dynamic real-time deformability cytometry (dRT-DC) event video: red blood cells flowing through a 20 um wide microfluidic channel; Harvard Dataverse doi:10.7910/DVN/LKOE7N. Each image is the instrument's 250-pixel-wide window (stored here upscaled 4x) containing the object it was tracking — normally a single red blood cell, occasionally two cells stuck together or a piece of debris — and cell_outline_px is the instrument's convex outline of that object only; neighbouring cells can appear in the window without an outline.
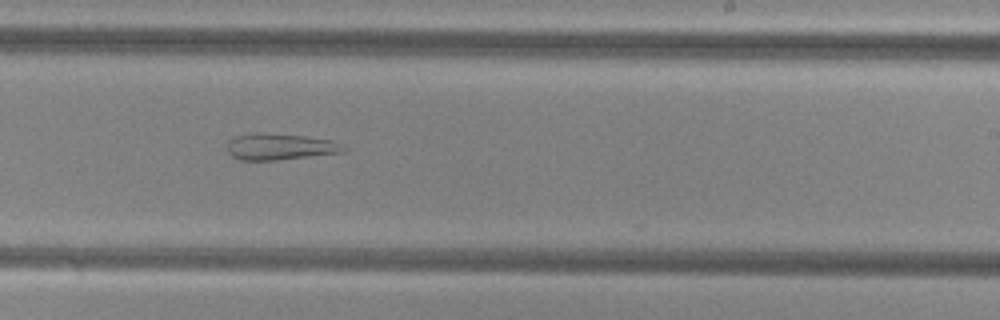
{"species": "common noctule bat (a hibernating species)", "species_latin": "Nyctalus noctula", "temperature_condition": "cold", "stored_images_in_passage": 45, "segment_of_instrument_passage": [2, 2], "camera_frame_rate_fps": 3000, "um_per_image_px": 0.085, "animal": {"sex": "female", "body_mass_g": 29.2, "forearm_length_mm": 56.3}, "frame": {"image": 1, "passage_image": 25, "time_ms": 8.0, "image_size_px": [1000, 320], "cell_outline_px": [[344, 152], [276, 160], [240, 160], [232, 156], [228, 152], [228, 140], [236, 136], [256, 132], [304, 136], [332, 140], [344, 148]], "centroid_in_image_um": [23.73, 12.47], "position_along_channel_um": 265.3, "area_um2": 17.63}}
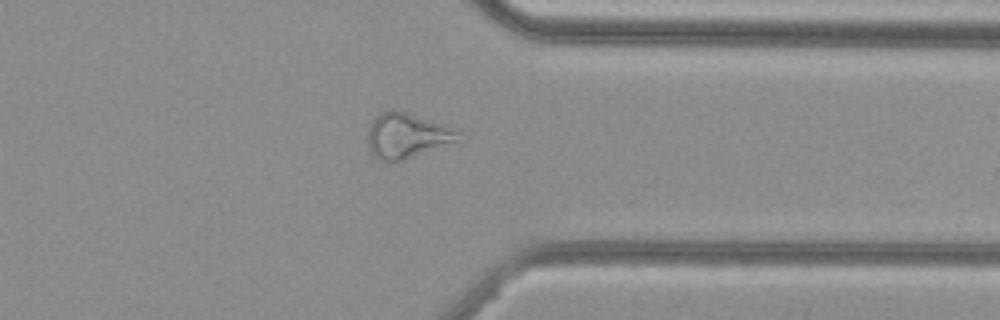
{"frame": {"image": 2, "passage_image": 34, "time_ms": 11.0, "image_size_px": [1000, 320], "cell_outline_px": [[460, 144], [400, 160], [380, 160], [372, 156], [368, 144], [368, 128], [372, 120], [380, 112], [392, 108], [444, 124], [460, 132]], "centroid_in_image_um": [34.64, 11.53], "position_along_channel_um": 376.8, "area_um2": 24.28}}
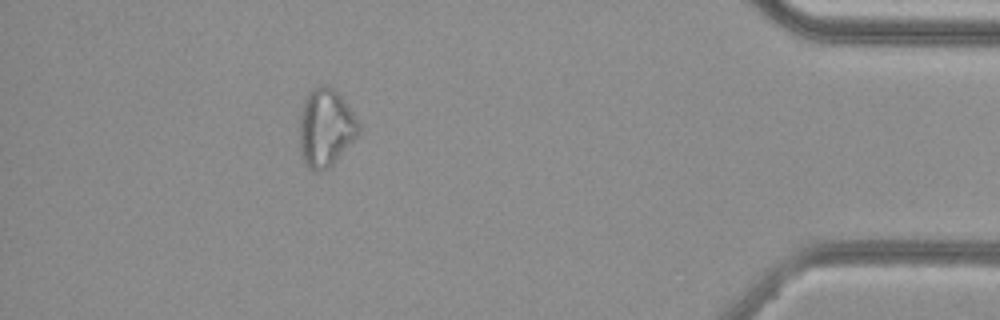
{"frame": {"image": 3, "passage_image": 40, "time_ms": 13.0, "image_size_px": [1000, 320], "cell_outline_px": [[360, 128], [356, 136], [332, 164], [328, 168], [320, 172], [316, 172], [308, 168], [304, 164], [300, 152], [300, 112], [304, 100], [312, 88], [336, 88], [360, 124]], "centroid_in_image_um": [27.65, 10.89], "position_along_channel_um": 407.5, "area_um2": 26.47}}